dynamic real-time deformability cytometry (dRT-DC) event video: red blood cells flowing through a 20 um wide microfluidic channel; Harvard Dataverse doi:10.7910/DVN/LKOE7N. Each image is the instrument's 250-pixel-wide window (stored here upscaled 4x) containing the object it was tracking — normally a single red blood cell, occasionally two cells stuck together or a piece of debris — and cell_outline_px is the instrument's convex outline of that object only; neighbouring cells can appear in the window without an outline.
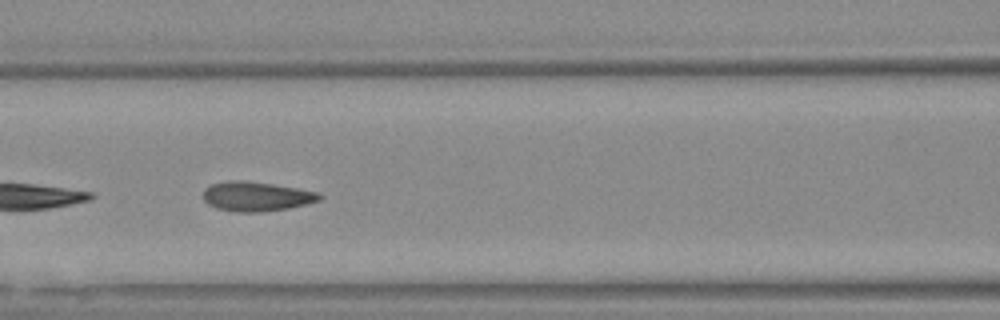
{"species": "Egyptian fruit bat (a non-hibernating species)", "species_latin": "Rousettus aegyptiacus", "temperature_condition": "warm", "stored_images_in_passage": 36, "segment_of_instrument_passage": [2, 2], "camera_frame_rate_fps": 3000, "um_per_image_px": 0.085, "animal": {"sex": "female"}, "frame": {"image": 1, "passage_image": 20, "time_ms": 6.333, "image_size_px": [1000, 320], "cell_outline_px": [[324, 196], [320, 200], [308, 204], [288, 208], [260, 212], [236, 212], [216, 208], [208, 204], [204, 200], [204, 188], [212, 184], [272, 184], [296, 188], [316, 192]], "centroid_in_image_um": [21.86, 16.76], "position_along_channel_um": 144.7, "area_um2": 18.9}}
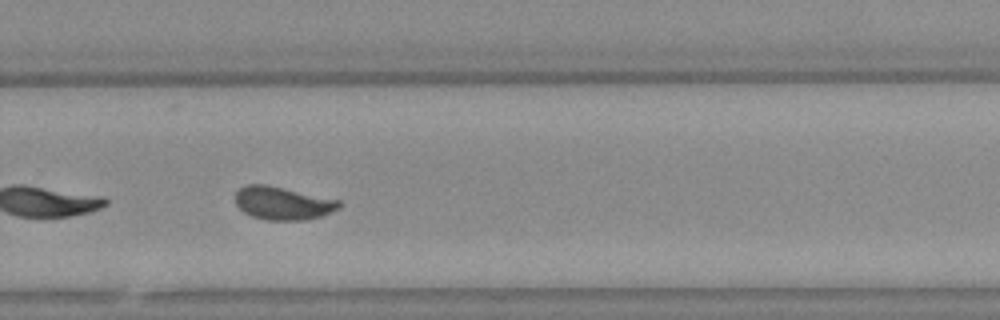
{"frame": {"image": 2, "passage_image": 33, "time_ms": 10.667, "image_size_px": [1000, 320], "cell_outline_px": [[340, 208], [320, 216], [304, 220], [264, 220], [252, 216], [244, 212], [236, 204], [236, 192], [240, 188], [248, 184], [268, 184], [340, 200]], "centroid_in_image_um": [24.03, 17.26], "position_along_channel_um": 305.8, "area_um2": 20.0}}